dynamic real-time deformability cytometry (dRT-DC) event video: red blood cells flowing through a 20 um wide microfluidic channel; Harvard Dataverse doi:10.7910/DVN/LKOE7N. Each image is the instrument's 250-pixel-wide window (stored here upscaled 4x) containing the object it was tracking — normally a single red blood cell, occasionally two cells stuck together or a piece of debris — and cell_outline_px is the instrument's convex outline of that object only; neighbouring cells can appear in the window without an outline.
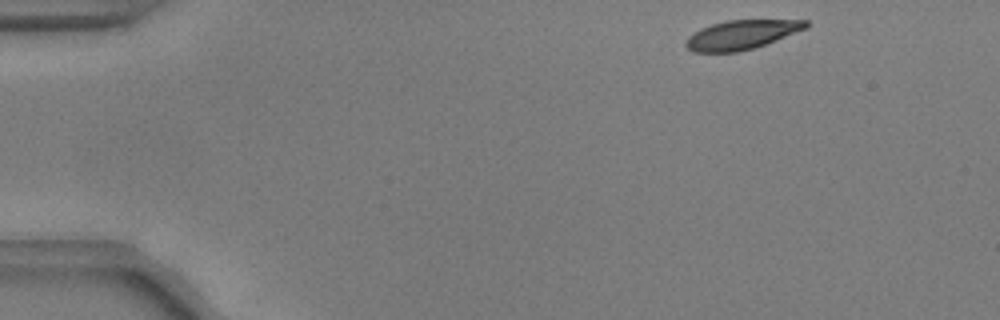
{"species": "common noctule bat (a hibernating species)", "species_latin": "Nyctalus noctula", "temperature_condition": "warm", "stored_images_in_passage": 48, "camera_frame_rate_fps": 3000, "um_per_image_px": 0.085, "animal": {"sex": "male", "body_mass_g": 17.9, "forearm_length_mm": 54.2}, "frame": {"image": 1, "passage_image": 1, "time_ms": 0.0, "image_size_px": [1000, 320], "cell_outline_px": [[808, 28], [764, 44], [752, 48], [736, 52], [692, 52], [684, 44], [688, 36], [700, 28], [712, 24], [728, 20], [808, 20]], "centroid_in_image_um": [63.0, 2.95], "position_along_channel_um": 22.0, "area_um2": 20.23}}
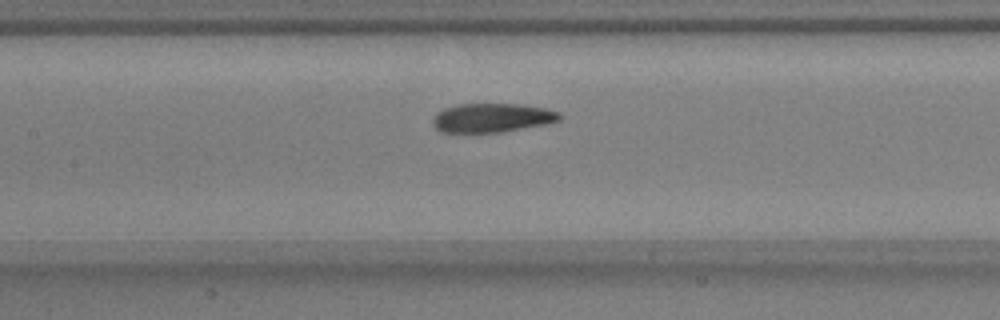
{"frame": {"image": 2, "passage_image": 20, "time_ms": 6.333, "image_size_px": [1000, 320], "cell_outline_px": [[564, 116], [560, 120], [548, 124], [500, 132], [440, 132], [432, 124], [432, 116], [436, 112], [444, 108], [456, 104], [516, 104], [548, 108], [560, 112]], "centroid_in_image_um": [41.84, 10.01], "position_along_channel_um": 165.6, "area_um2": 21.73}}
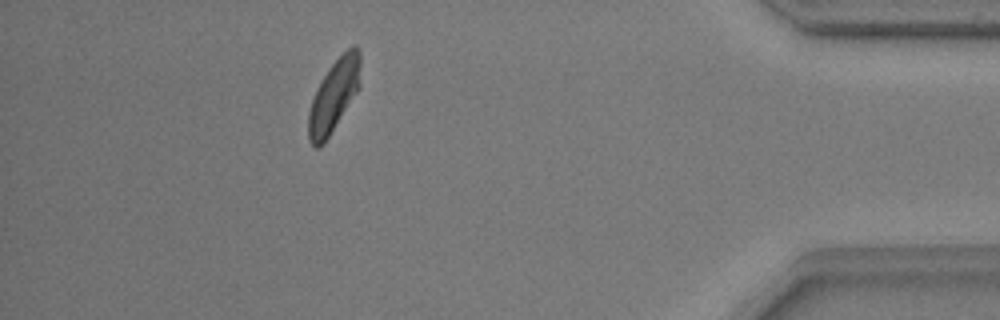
{"frame": {"image": 3, "passage_image": 43, "time_ms": 14.0, "image_size_px": [1000, 320], "cell_outline_px": [[360, 88], [324, 144], [320, 148], [316, 148], [308, 140], [308, 112], [316, 88], [328, 68], [352, 44], [356, 44], [360, 52]], "centroid_in_image_um": [28.38, 8.14], "position_along_channel_um": 406.8, "area_um2": 22.08}, "authors_computed_cell_mechanics": {"area_um2": 22.1374, "velocity_mm_per_s": 3.731, "shape_relaxation_time_tau1_ms": 4.1188, "shape_relaxation_time_tau2_ms": 1.8777, "deformation_change_tau1": 0.1906, "deformation_change_tau2": 0.069}}